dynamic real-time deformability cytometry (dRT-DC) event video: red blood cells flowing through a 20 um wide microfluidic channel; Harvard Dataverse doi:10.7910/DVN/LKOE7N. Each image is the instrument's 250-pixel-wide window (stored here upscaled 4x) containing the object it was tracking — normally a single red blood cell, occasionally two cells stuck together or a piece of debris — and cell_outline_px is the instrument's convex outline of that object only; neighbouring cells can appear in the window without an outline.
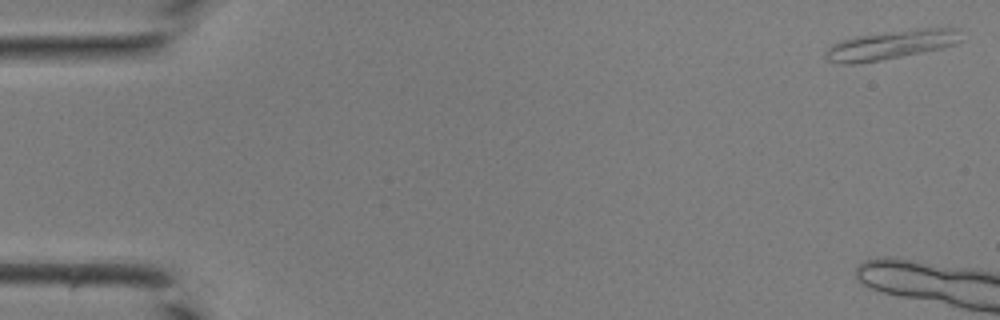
{"species": "common noctule bat (a hibernating species)", "species_latin": "Nyctalus noctula", "temperature_condition": "room temperature", "stored_images_in_passage": 6, "camera_frame_rate_fps": 3000, "um_per_image_px": 0.085, "animal": {"sex": "male", "body_mass_g": 19.0, "forearm_length_mm": 50.8}, "frame": {"image": 1, "passage_image": 1, "time_ms": 0.0, "image_size_px": [1000, 320], "cell_outline_px": [[960, 40], [956, 44], [940, 48], [880, 60], [852, 64], [844, 64], [828, 60], [824, 56], [824, 52], [832, 44], [856, 36], [924, 28], [956, 28]], "centroid_in_image_um": [75.67, 3.82], "position_along_channel_um": 9.3, "area_um2": 22.14}}